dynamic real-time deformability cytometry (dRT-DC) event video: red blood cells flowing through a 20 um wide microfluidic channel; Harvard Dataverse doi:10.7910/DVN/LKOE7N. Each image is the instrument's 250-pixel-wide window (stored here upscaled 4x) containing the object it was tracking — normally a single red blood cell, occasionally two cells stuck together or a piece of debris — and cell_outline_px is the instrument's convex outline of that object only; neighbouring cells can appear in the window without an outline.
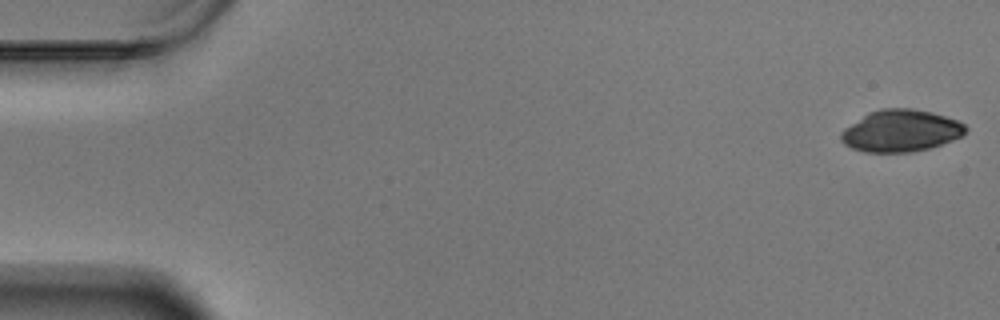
{"species": "Egyptian fruit bat (a non-hibernating species)", "species_latin": "Rousettus aegyptiacus", "temperature_condition": "warm", "stored_images_in_passage": 58, "camera_frame_rate_fps": 3000, "um_per_image_px": 0.085, "animal": {"sex": "male"}, "frame": {"image": 1, "passage_image": 1, "time_ms": 0.0, "image_size_px": [1000, 320], "cell_outline_px": [[968, 128], [960, 136], [952, 140], [928, 148], [912, 152], [864, 152], [852, 148], [844, 144], [840, 140], [840, 132], [844, 128], [868, 112], [880, 108], [912, 108], [932, 112], [956, 120], [964, 124]], "centroid_in_image_um": [76.52, 11.11], "position_along_channel_um": 8.5, "area_um2": 30.4}}
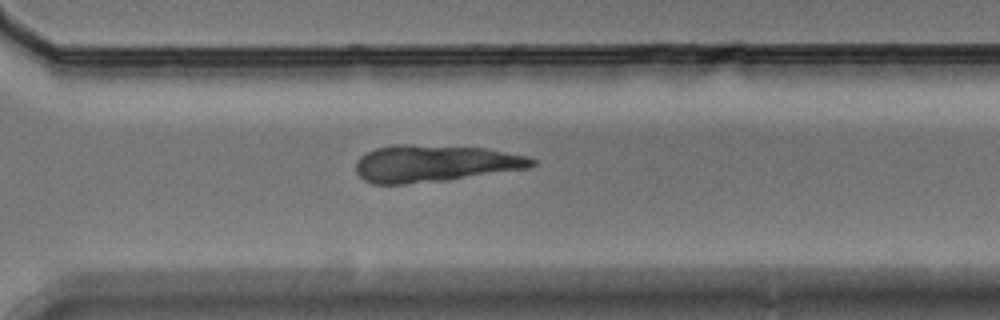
{"frame": {"image": 2, "passage_image": 42, "time_ms": 13.667, "image_size_px": [1000, 320], "cell_outline_px": [[536, 164], [528, 168], [448, 180], [404, 184], [372, 184], [364, 180], [356, 172], [356, 160], [360, 156], [376, 148], [404, 144], [408, 144], [488, 148], [524, 156], [536, 160]], "centroid_in_image_um": [36.92, 13.9], "position_along_channel_um": 333.7, "area_um2": 37.8}}
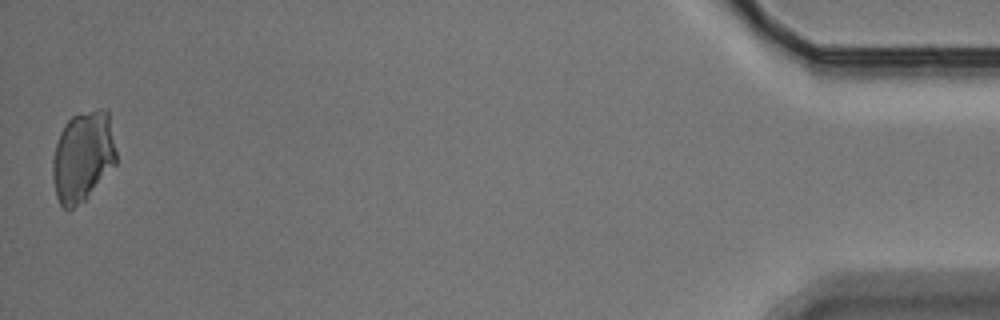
{"frame": {"image": 3, "passage_image": 58, "time_ms": 19.0, "image_size_px": [1000, 320], "cell_outline_px": [[116, 164], [88, 196], [84, 200], [72, 208], [64, 208], [60, 204], [56, 196], [52, 176], [52, 160], [56, 144], [60, 132], [64, 124], [72, 116], [80, 112], [100, 108], [104, 108], [108, 112], [116, 152]], "centroid_in_image_um": [7.03, 13.27], "position_along_channel_um": 428.2, "area_um2": 33.52}}